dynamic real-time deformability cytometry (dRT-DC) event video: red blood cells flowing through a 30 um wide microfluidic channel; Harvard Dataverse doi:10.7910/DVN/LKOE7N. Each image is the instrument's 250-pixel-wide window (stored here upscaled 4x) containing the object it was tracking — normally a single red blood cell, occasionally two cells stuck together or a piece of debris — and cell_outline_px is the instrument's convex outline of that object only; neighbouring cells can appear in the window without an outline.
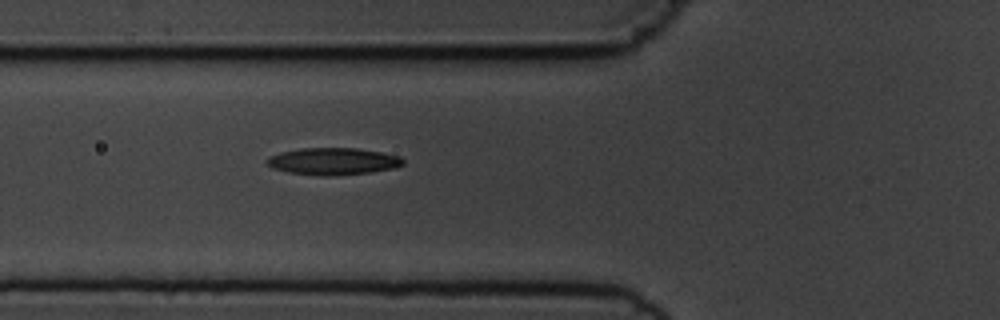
{"species": "common noctule bat (a hibernating species)", "species_latin": "Nyctalus noctula", "temperature_condition": "cold", "stored_images_in_passage": 5, "camera_frame_rate_fps": 3000, "um_per_image_px": 0.085, "animal": {"sex": "male", "body_mass_g": 19.5, "forearm_length_mm": 54.6}, "frame": {"image": 1, "passage_image": 5, "time_ms": 5.667, "image_size_px": [1000, 320], "cell_outline_px": [[404, 164], [392, 168], [368, 172], [336, 176], [320, 176], [288, 172], [272, 168], [268, 164], [268, 160], [272, 156], [280, 152], [300, 148], [356, 148], [380, 152], [400, 156], [404, 160]], "centroid_in_image_um": [28.32, 13.71], "position_along_channel_um": 97.5, "area_um2": 21.27}}